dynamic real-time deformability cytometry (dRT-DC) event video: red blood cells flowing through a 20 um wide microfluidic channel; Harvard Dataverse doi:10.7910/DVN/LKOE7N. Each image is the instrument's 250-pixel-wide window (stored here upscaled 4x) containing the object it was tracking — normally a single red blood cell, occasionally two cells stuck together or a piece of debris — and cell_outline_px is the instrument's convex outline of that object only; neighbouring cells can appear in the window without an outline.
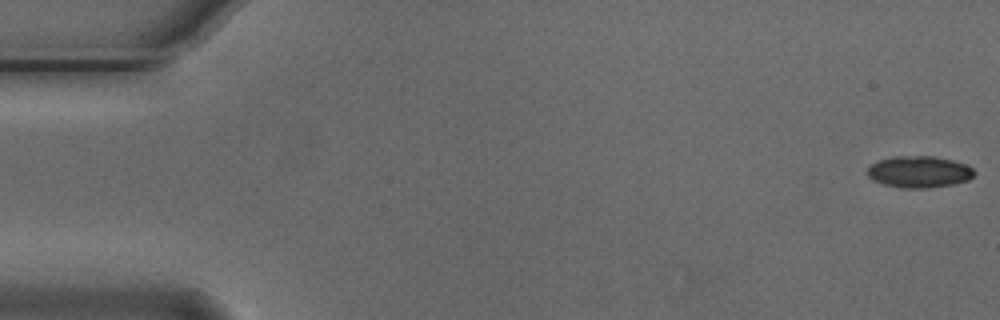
{"species": "Egyptian fruit bat (a non-hibernating species)", "species_latin": "Rousettus aegyptiacus", "temperature_condition": "cold", "stored_images_in_passage": 4, "camera_frame_rate_fps": 3000, "um_per_image_px": 0.085, "animal": {"sex": "male"}, "frame": {"image": 1, "passage_image": 1, "time_ms": 0.0, "image_size_px": [1000, 320], "cell_outline_px": [[976, 172], [968, 180], [952, 184], [928, 188], [900, 188], [884, 184], [872, 180], [868, 176], [868, 168], [872, 164], [880, 160], [896, 156], [932, 156], [952, 160], [968, 164]], "centroid_in_image_um": [78.14, 14.61], "position_along_channel_um": 6.9, "area_um2": 19.65}}